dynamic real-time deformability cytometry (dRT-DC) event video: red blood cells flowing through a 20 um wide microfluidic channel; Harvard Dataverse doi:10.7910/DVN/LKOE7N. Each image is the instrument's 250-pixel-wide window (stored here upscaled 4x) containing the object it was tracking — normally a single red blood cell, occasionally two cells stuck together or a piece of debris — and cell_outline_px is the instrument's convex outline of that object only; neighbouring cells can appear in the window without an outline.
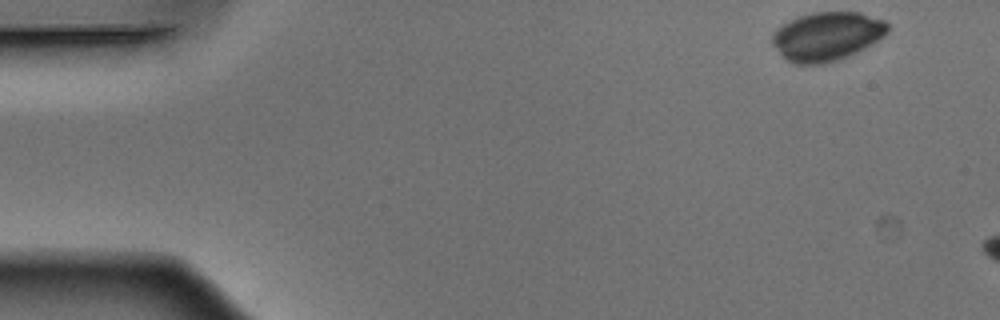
{"species": "Egyptian fruit bat (a non-hibernating species)", "species_latin": "Rousettus aegyptiacus", "temperature_condition": "warm", "stored_images_in_passage": 8, "camera_frame_rate_fps": 3000, "um_per_image_px": 0.085, "animal": {"sex": "male"}, "frame": {"image": 1, "passage_image": 1, "time_ms": 0.0, "image_size_px": [1000, 320], "cell_outline_px": [[888, 32], [864, 48], [848, 56], [824, 64], [796, 64], [788, 60], [772, 44], [772, 32], [776, 28], [800, 16], [812, 12], [860, 12], [884, 20], [888, 24]], "centroid_in_image_um": [70.28, 3.08], "position_along_channel_um": 14.7, "area_um2": 32.43}}